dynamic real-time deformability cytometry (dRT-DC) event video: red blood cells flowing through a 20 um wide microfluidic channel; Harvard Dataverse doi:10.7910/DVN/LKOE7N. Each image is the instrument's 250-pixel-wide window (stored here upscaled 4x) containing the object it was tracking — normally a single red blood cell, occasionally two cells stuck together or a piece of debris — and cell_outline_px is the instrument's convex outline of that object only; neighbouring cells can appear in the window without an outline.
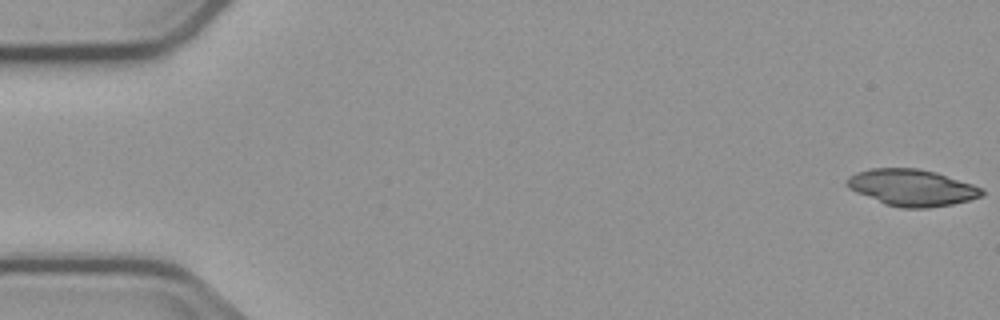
{"species": "common noctule bat (a hibernating species)", "species_latin": "Nyctalus noctula", "temperature_condition": "cold", "stored_images_in_passage": 6, "camera_frame_rate_fps": 3000, "um_per_image_px": 0.085, "animal": {"sex": "male", "body_mass_g": 23.1, "forearm_length_mm": 52.7}, "frame": {"image": 1, "passage_image": 1, "time_ms": 0.0, "image_size_px": [1000, 320], "cell_outline_px": [[984, 196], [952, 204], [928, 208], [900, 208], [884, 204], [856, 192], [848, 188], [844, 184], [844, 180], [848, 176], [856, 172], [872, 168], [916, 168], [936, 172], [984, 188]], "centroid_in_image_um": [77.48, 15.95], "position_along_channel_um": 7.5, "area_um2": 29.02}}